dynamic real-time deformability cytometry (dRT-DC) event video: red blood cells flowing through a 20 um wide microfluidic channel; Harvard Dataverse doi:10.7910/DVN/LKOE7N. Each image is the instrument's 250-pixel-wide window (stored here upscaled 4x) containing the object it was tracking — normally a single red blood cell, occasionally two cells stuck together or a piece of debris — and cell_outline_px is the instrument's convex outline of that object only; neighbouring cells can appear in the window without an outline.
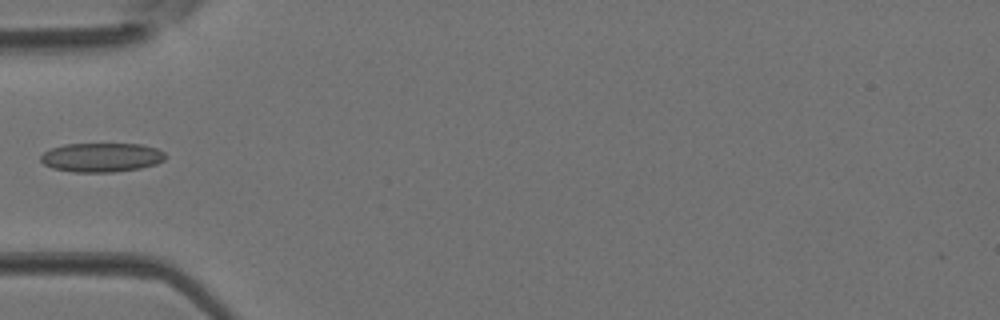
{"species": "Egyptian fruit bat (a non-hibernating species)", "species_latin": "Rousettus aegyptiacus", "temperature_condition": "room temperature", "stored_images_in_passage": 4, "camera_frame_rate_fps": 3000, "um_per_image_px": 0.085, "animal": {"sex": "female"}, "frame": {"image": 1, "passage_image": 4, "time_ms": 1.0, "image_size_px": [1000, 320], "cell_outline_px": [[168, 156], [164, 160], [156, 164], [140, 168], [112, 172], [72, 172], [52, 168], [44, 164], [40, 160], [40, 156], [44, 152], [52, 148], [64, 144], [140, 144], [156, 148], [164, 152]], "centroid_in_image_um": [8.63, 13.38], "position_along_channel_um": 76.4, "area_um2": 21.21}}